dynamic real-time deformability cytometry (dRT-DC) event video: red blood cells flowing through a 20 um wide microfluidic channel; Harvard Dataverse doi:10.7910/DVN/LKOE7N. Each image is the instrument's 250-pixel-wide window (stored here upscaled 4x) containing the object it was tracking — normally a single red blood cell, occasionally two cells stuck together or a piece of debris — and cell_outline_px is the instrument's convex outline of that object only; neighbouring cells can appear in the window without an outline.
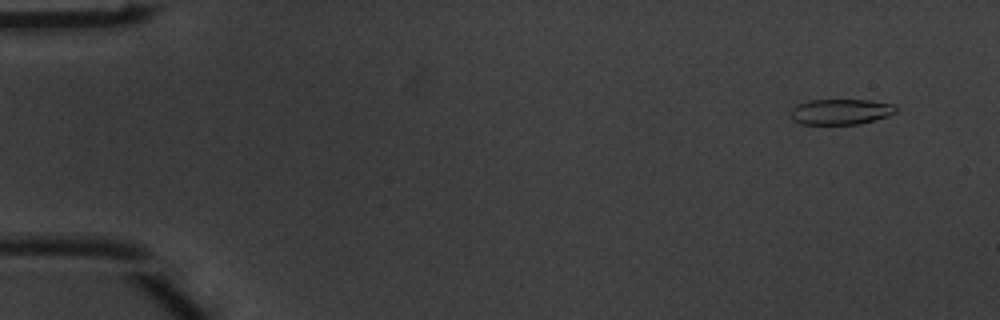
{"species": "common noctule bat (a hibernating species)", "species_latin": "Nyctalus noctula", "temperature_condition": "warm", "stored_images_in_passage": 4, "camera_frame_rate_fps": 3000, "um_per_image_px": 0.085, "animal": {"sex": "male", "body_mass_g": 20.1, "forearm_length_mm": 53.5}, "frame": {"image": 1, "passage_image": 1, "time_ms": 0.0, "image_size_px": [1000, 320], "cell_outline_px": [[900, 108], [896, 112], [888, 116], [860, 124], [804, 124], [792, 120], [788, 112], [796, 104], [808, 100], [868, 100], [896, 104]], "centroid_in_image_um": [71.47, 9.49], "position_along_channel_um": 13.5, "area_um2": 16.01}}